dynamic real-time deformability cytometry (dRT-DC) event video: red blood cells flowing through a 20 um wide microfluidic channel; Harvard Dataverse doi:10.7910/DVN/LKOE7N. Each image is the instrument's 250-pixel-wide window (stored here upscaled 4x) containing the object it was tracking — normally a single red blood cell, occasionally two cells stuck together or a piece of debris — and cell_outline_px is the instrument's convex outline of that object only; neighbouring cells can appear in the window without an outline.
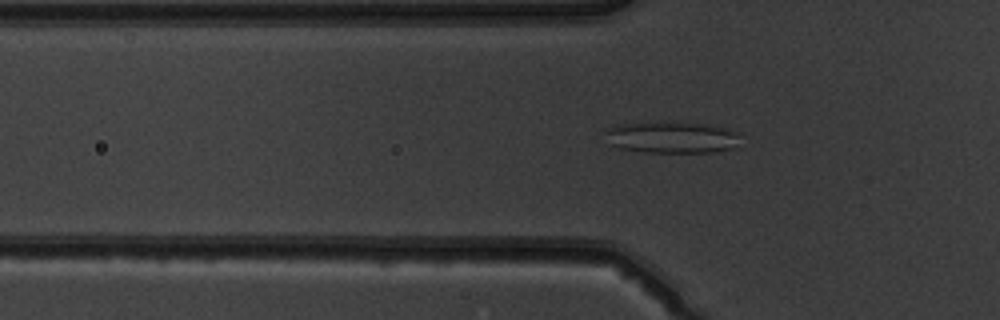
{"species": "common noctule bat (a hibernating species)", "species_latin": "Nyctalus noctula", "temperature_condition": "warm", "stored_images_in_passage": 49, "segment_of_instrument_passage": [1, 2], "camera_frame_rate_fps": 3000, "um_per_image_px": 0.085, "animal": {"sex": "male", "body_mass_g": 19.5, "forearm_length_mm": 54.6}, "frame": {"image": 1, "passage_image": 18, "time_ms": 5.667, "image_size_px": [1000, 320], "cell_outline_px": [[740, 132], [732, 148], [716, 152], [644, 152], [620, 148], [608, 144], [608, 128], [620, 124], [708, 124]], "centroid_in_image_um": [57.12, 11.71], "position_along_channel_um": 68.7, "area_um2": 23.81}}
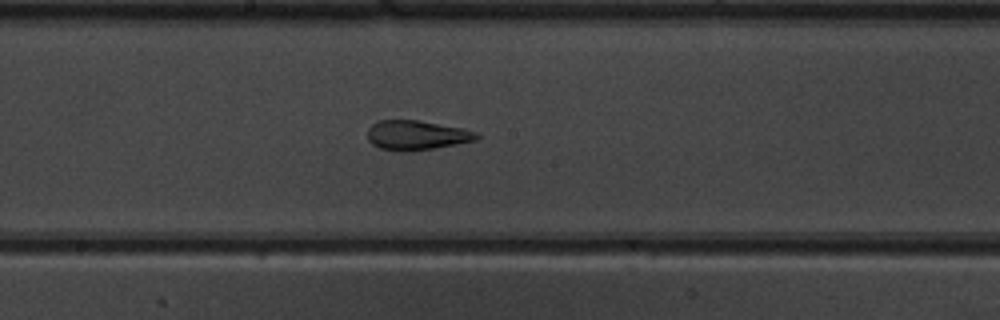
{"frame": {"image": 2, "passage_image": 29, "time_ms": 9.333, "image_size_px": [1000, 320], "cell_outline_px": [[480, 136], [476, 140], [436, 148], [408, 152], [400, 152], [380, 148], [372, 144], [368, 140], [368, 128], [376, 120], [420, 120], [464, 128], [476, 132]], "centroid_in_image_um": [35.4, 11.49], "position_along_channel_um": 212.8, "area_um2": 19.07}}
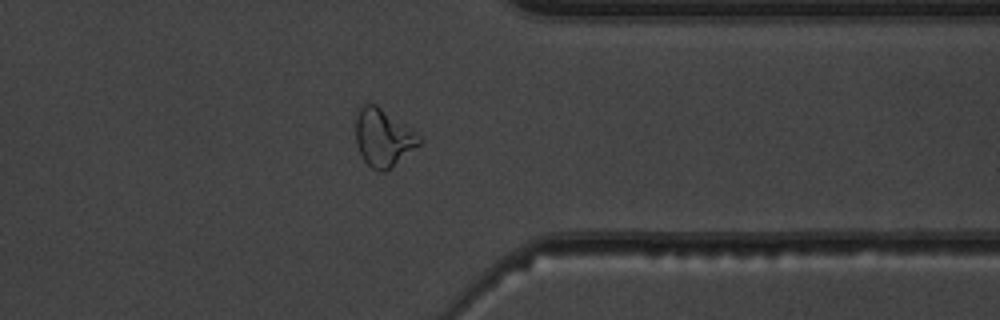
{"frame": {"image": 3, "passage_image": 42, "time_ms": 13.667, "image_size_px": [1000, 320], "cell_outline_px": [[424, 140], [420, 144], [384, 172], [380, 172], [372, 168], [364, 160], [356, 144], [356, 116], [360, 108], [364, 104], [376, 104], [424, 136]], "centroid_in_image_um": [32.61, 11.68], "position_along_channel_um": 378.8, "area_um2": 21.33}}